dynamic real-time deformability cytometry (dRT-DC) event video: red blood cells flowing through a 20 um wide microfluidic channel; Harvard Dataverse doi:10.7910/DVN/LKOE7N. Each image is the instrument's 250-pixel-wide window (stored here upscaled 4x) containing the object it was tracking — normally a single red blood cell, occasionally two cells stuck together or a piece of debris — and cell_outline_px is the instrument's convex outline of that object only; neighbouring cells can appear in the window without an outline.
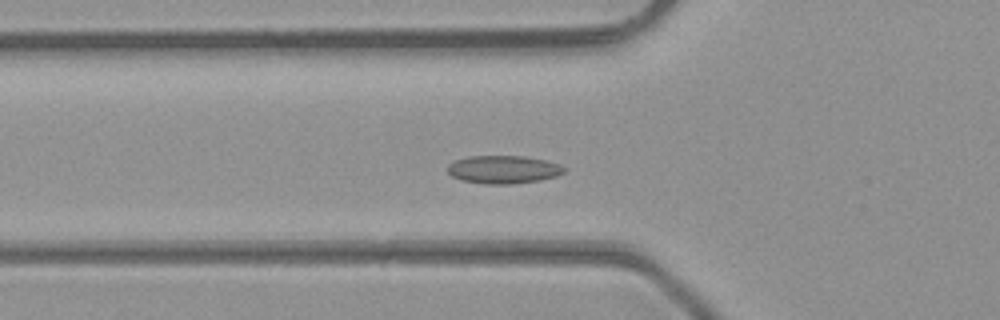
{"species": "common noctule bat (a hibernating species)", "species_latin": "Nyctalus noctula", "temperature_condition": "room temperature", "stored_images_in_passage": 33, "camera_frame_rate_fps": 3000, "um_per_image_px": 0.085, "animal": {"sex": "male", "body_mass_g": 23.1, "forearm_length_mm": 52.7}, "frame": {"image": 1, "passage_image": 2, "time_ms": 0.333, "image_size_px": [1000, 320], "cell_outline_px": [[568, 168], [564, 172], [556, 176], [540, 180], [512, 184], [484, 184], [460, 180], [452, 176], [448, 172], [448, 164], [456, 160], [468, 156], [524, 156], [544, 160], [560, 164]], "centroid_in_image_um": [42.8, 14.41], "position_along_channel_um": 83.0, "area_um2": 19.13}}
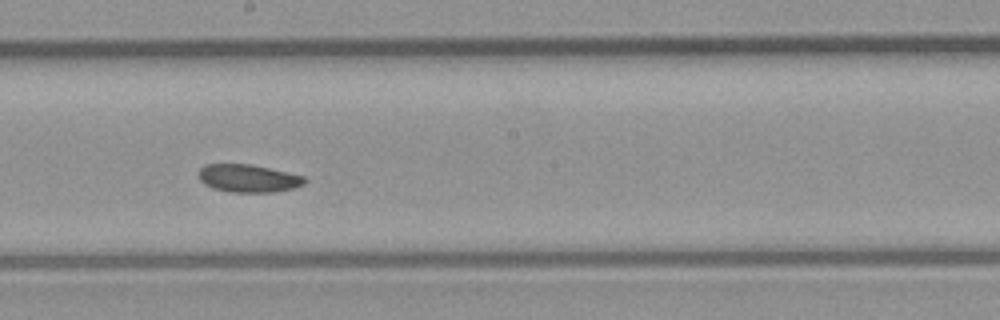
{"frame": {"image": 2, "passage_image": 12, "time_ms": 3.667, "image_size_px": [1000, 320], "cell_outline_px": [[308, 180], [304, 184], [296, 188], [272, 192], [228, 192], [212, 188], [204, 184], [200, 180], [200, 168], [204, 164], [252, 164], [304, 176]], "centroid_in_image_um": [21.12, 15.16], "position_along_channel_um": 227.1, "area_um2": 17.28}}
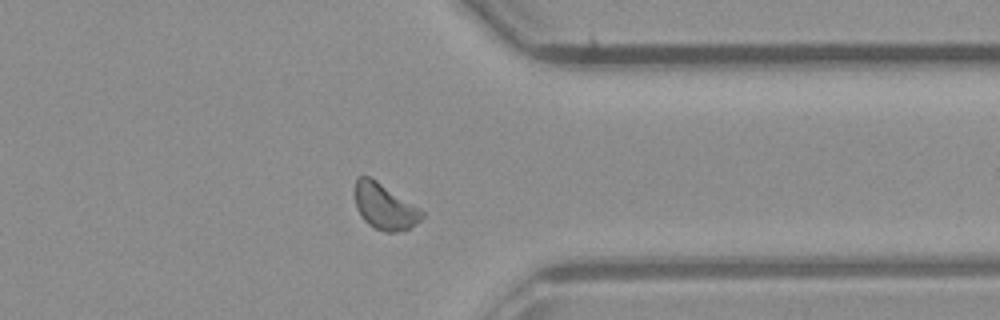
{"frame": {"image": 3, "passage_image": 23, "time_ms": 7.333, "image_size_px": [1000, 320], "cell_outline_px": [[424, 216], [420, 220], [408, 228], [396, 232], [388, 232], [372, 228], [360, 216], [356, 208], [356, 176], [368, 176], [376, 180], [420, 208], [424, 212]], "centroid_in_image_um": [32.68, 17.56], "position_along_channel_um": 378.7, "area_um2": 17.74}}